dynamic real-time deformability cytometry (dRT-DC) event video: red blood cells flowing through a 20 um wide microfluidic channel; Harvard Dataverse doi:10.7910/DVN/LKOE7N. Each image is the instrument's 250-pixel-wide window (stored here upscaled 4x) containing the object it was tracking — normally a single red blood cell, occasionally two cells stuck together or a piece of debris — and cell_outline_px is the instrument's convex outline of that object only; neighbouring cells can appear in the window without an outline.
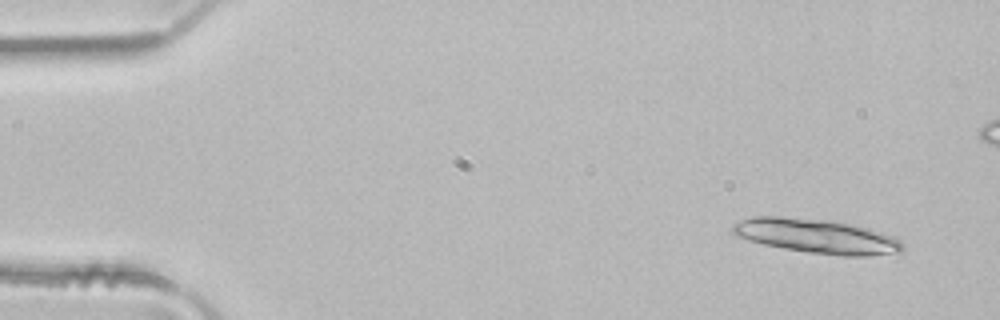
{"species": "common noctule bat (a hibernating species)", "species_latin": "Nyctalus noctula", "temperature_condition": "room temperature", "stored_images_in_passage": 6, "camera_frame_rate_fps": 3000, "um_per_image_px": 0.085, "animal": {"sex": "male", "body_mass_g": 21.5, "forearm_length_mm": 52.0}, "frame": {"image": 1, "passage_image": 2, "time_ms": 0.333, "image_size_px": [1000, 320], "cell_outline_px": [[904, 252], [868, 256], [840, 256], [808, 252], [784, 248], [764, 244], [736, 236], [732, 232], [732, 224], [740, 220], [752, 216], [780, 216], [836, 220], [856, 224], [884, 232], [896, 236], [904, 244]], "centroid_in_image_um": [69.5, 20.06], "position_along_channel_um": 15.5, "area_um2": 34.8}}